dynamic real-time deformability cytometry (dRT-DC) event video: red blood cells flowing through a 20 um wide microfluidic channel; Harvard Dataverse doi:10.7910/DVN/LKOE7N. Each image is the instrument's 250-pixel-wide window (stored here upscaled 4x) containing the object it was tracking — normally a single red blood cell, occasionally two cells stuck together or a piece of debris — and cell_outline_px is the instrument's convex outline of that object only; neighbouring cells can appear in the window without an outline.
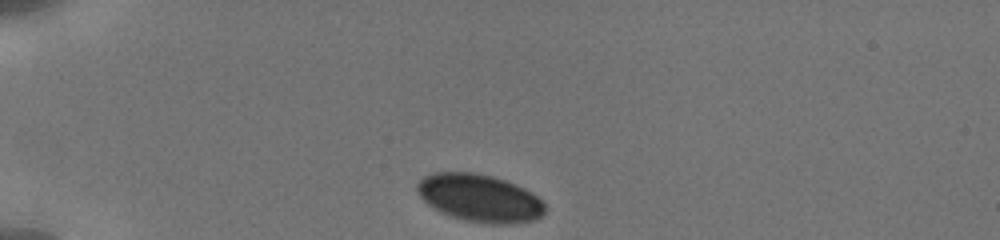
{"species": "human", "species_latin": "Homo sapiens", "temperature_condition": "cold", "stored_images_in_passage": 45, "camera_frame_rate_fps": 3000, "um_per_image_px": 0.085, "donor": {"sex": "male"}, "frame": {"image": 1, "passage_image": 1, "time_ms": 0.0, "image_size_px": [1000, 240], "cell_outline_px": [[548, 208], [536, 220], [516, 224], [488, 224], [464, 220], [452, 216], [428, 204], [416, 192], [416, 184], [424, 176], [432, 172], [476, 172], [492, 176], [516, 184], [524, 188], [536, 196]], "centroid_in_image_um": [40.78, 16.83], "position_along_channel_um": 44.2, "area_um2": 35.55}}
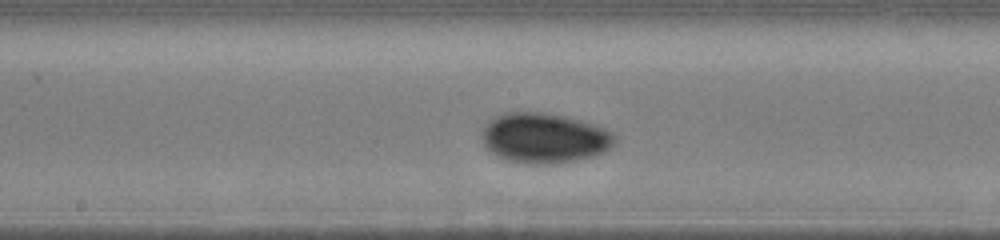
{"frame": {"image": 2, "passage_image": 21, "time_ms": 5.333, "image_size_px": [1000, 240], "cell_outline_px": [[616, 144], [604, 152], [592, 156], [556, 164], [528, 164], [508, 160], [496, 156], [484, 144], [480, 136], [484, 124], [488, 120], [504, 112], [544, 112], [564, 116], [596, 124], [612, 132], [616, 136]], "centroid_in_image_um": [46.26, 11.72], "position_along_channel_um": 201.9, "area_um2": 39.19}}
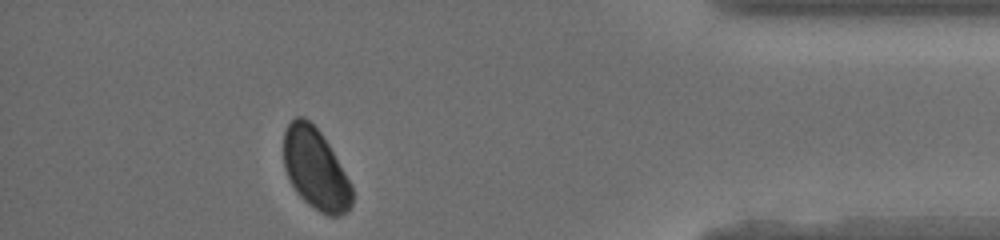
{"frame": {"image": 3, "passage_image": 38, "time_ms": 11.667, "image_size_px": [1000, 240], "cell_outline_px": [[352, 204], [340, 216], [328, 216], [320, 212], [308, 204], [296, 192], [284, 168], [284, 132], [288, 124], [296, 116], [304, 116], [320, 132], [328, 144], [352, 184]], "centroid_in_image_um": [26.81, 14.37], "position_along_channel_um": 408.4, "area_um2": 32.02}}